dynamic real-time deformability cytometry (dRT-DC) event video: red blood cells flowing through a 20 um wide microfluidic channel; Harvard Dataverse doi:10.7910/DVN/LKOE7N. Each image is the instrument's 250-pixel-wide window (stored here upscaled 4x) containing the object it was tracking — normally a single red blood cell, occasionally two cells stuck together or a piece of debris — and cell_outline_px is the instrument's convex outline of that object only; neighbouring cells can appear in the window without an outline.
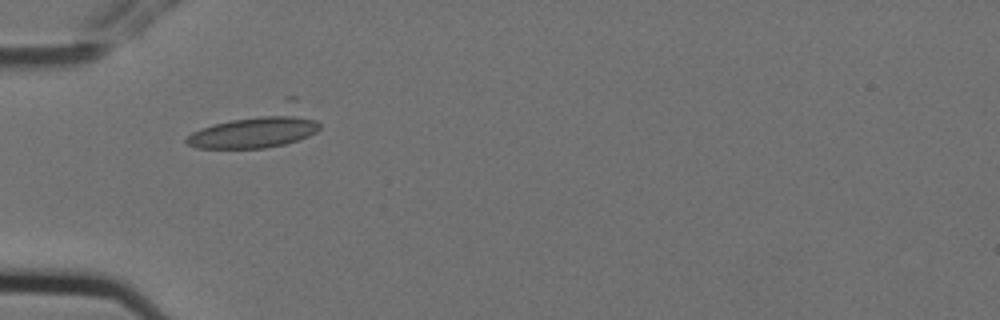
{"species": "Egyptian fruit bat (a non-hibernating species)", "species_latin": "Rousettus aegyptiacus", "temperature_condition": "cold", "stored_images_in_passage": 2, "camera_frame_rate_fps": 3000, "um_per_image_px": 0.085, "animal": {"sex": "female"}, "frame": {"image": 1, "passage_image": 1, "time_ms": 0.0, "image_size_px": [1000, 320], "cell_outline_px": [[320, 128], [316, 132], [308, 136], [284, 144], [264, 148], [196, 148], [188, 144], [184, 140], [192, 132], [200, 128], [284, 96], [296, 96], [320, 124]], "centroid_in_image_um": [21.99, 10.78], "position_along_channel_um": 63.0, "area_um2": 31.39}}
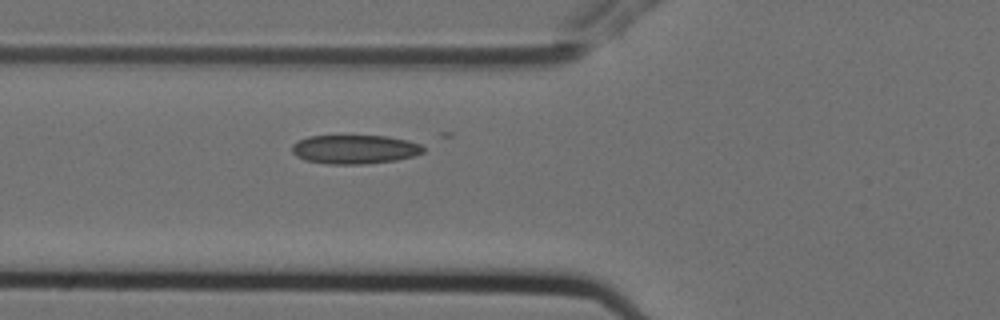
{"frame": {"image": 2, "passage_image": 2, "time_ms": 0.333, "image_size_px": [1000, 320], "cell_outline_px": [[424, 152], [412, 156], [396, 160], [364, 164], [328, 164], [304, 160], [296, 156], [292, 152], [292, 144], [308, 136], [388, 136], [408, 140], [420, 144], [424, 148]], "centroid_in_image_um": [30.14, 12.69], "position_along_channel_um": 95.7, "area_um2": 22.14}}